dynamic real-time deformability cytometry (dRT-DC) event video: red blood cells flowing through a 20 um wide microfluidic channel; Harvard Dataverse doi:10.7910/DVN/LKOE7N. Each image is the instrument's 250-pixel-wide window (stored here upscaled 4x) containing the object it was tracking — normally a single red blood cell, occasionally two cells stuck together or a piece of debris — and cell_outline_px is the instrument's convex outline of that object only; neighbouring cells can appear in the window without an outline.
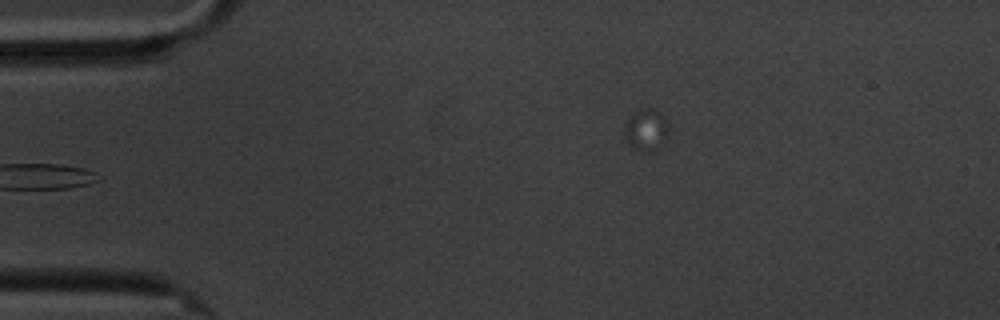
{"species": "common noctule bat (a hibernating species)", "species_latin": "Nyctalus noctula", "temperature_condition": "cold", "stored_images_in_passage": 5, "segment_of_instrument_passage": [2, 2], "camera_frame_rate_fps": 3000, "um_per_image_px": 0.085, "animal": {"sex": "male", "body_mass_g": 20.1, "forearm_length_mm": 53.5}, "frame": {"image": 1, "passage_image": 5, "time_ms": 4.667, "image_size_px": [1000, 320], "cell_outline_px": [[668, 132], [656, 152], [644, 152], [636, 148], [624, 136], [628, 120], [636, 112], [648, 108], [656, 108], [668, 128]], "centroid_in_image_um": [54.94, 11.06], "position_along_channel_um": 30.1, "area_um2": 10.06}}